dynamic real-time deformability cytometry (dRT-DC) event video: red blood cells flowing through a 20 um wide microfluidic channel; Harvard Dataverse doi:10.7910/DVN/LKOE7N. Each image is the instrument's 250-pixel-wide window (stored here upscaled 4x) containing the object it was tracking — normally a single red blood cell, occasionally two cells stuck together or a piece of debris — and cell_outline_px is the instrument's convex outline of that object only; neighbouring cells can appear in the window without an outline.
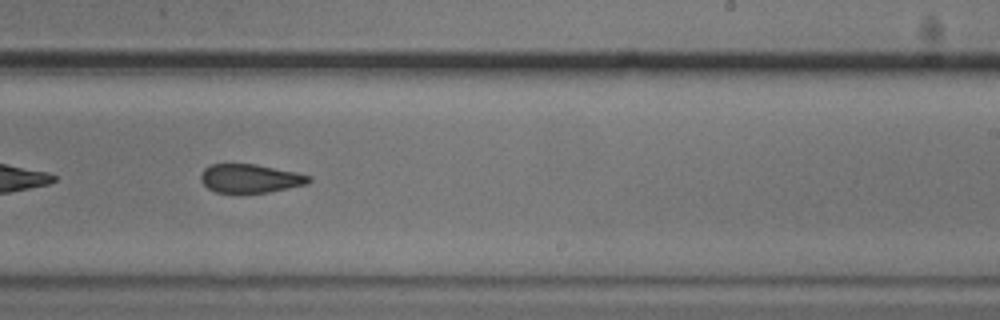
{"species": "common noctule bat (a hibernating species)", "species_latin": "Nyctalus noctula", "temperature_condition": "cold", "stored_images_in_passage": 40, "camera_frame_rate_fps": 3000, "um_per_image_px": 0.085, "animal": {"sex": "male", "body_mass_g": 20.5, "forearm_length_mm": 52.5}, "frame": {"image": 1, "passage_image": 23, "time_ms": 7.333, "image_size_px": [1000, 320], "cell_outline_px": [[312, 180], [308, 184], [268, 192], [216, 192], [208, 188], [200, 180], [200, 172], [204, 168], [212, 164], [256, 164], [296, 172], [312, 176]], "centroid_in_image_um": [21.28, 15.15], "position_along_channel_um": 267.7, "area_um2": 18.03}}